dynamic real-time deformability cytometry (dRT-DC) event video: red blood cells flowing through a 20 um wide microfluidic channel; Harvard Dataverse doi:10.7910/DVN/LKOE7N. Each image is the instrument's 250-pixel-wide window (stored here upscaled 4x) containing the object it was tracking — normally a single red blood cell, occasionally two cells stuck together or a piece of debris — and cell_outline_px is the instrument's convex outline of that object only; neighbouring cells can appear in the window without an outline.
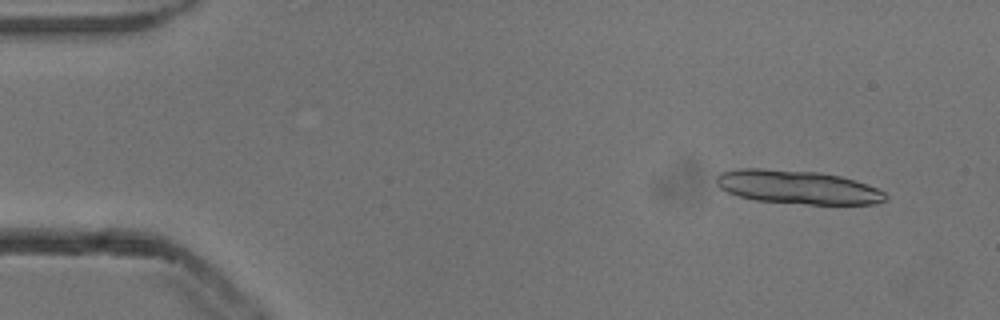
{"species": "common noctule bat (a hibernating species)", "species_latin": "Nyctalus noctula", "temperature_condition": "cold", "stored_images_in_passage": 14, "camera_frame_rate_fps": 3000, "um_per_image_px": 0.085, "animal": {"sex": "male", "body_mass_g": 13.3}, "frame": {"image": 1, "passage_image": 4, "time_ms": 1.0, "image_size_px": [1000, 320], "cell_outline_px": [[888, 200], [876, 204], [808, 204], [756, 200], [736, 196], [720, 188], [716, 184], [716, 176], [720, 172], [736, 168], [764, 168], [820, 172], [840, 176], [856, 180], [876, 188], [884, 192], [888, 196]], "centroid_in_image_um": [67.78, 15.9], "position_along_channel_um": 17.2, "area_um2": 33.47}}